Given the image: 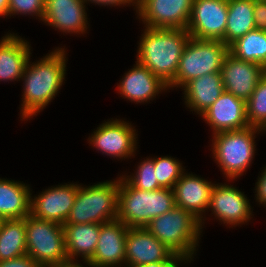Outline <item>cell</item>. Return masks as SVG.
Here are the masks:
<instances>
[{
	"label": "cell",
	"instance_id": "cell-1",
	"mask_svg": "<svg viewBox=\"0 0 266 267\" xmlns=\"http://www.w3.org/2000/svg\"><path fill=\"white\" fill-rule=\"evenodd\" d=\"M63 47L53 48L34 62L29 58L21 78L23 92L19 114L22 122L40 114L60 93L66 81L68 61L67 50Z\"/></svg>",
	"mask_w": 266,
	"mask_h": 267
},
{
	"label": "cell",
	"instance_id": "cell-2",
	"mask_svg": "<svg viewBox=\"0 0 266 267\" xmlns=\"http://www.w3.org/2000/svg\"><path fill=\"white\" fill-rule=\"evenodd\" d=\"M138 41L136 61L169 85L176 76L180 58L190 34L186 29H142Z\"/></svg>",
	"mask_w": 266,
	"mask_h": 267
},
{
	"label": "cell",
	"instance_id": "cell-3",
	"mask_svg": "<svg viewBox=\"0 0 266 267\" xmlns=\"http://www.w3.org/2000/svg\"><path fill=\"white\" fill-rule=\"evenodd\" d=\"M264 133L259 128L248 126L212 135L210 151L213 161L230 183H234L250 169L256 155L255 139Z\"/></svg>",
	"mask_w": 266,
	"mask_h": 267
},
{
	"label": "cell",
	"instance_id": "cell-4",
	"mask_svg": "<svg viewBox=\"0 0 266 267\" xmlns=\"http://www.w3.org/2000/svg\"><path fill=\"white\" fill-rule=\"evenodd\" d=\"M145 228L184 261L196 259L203 230L200 220L189 211L174 206L151 220Z\"/></svg>",
	"mask_w": 266,
	"mask_h": 267
},
{
	"label": "cell",
	"instance_id": "cell-5",
	"mask_svg": "<svg viewBox=\"0 0 266 267\" xmlns=\"http://www.w3.org/2000/svg\"><path fill=\"white\" fill-rule=\"evenodd\" d=\"M118 216L128 228L146 227L155 217L175 206L173 189L145 191L130 185L119 175Z\"/></svg>",
	"mask_w": 266,
	"mask_h": 267
},
{
	"label": "cell",
	"instance_id": "cell-6",
	"mask_svg": "<svg viewBox=\"0 0 266 267\" xmlns=\"http://www.w3.org/2000/svg\"><path fill=\"white\" fill-rule=\"evenodd\" d=\"M112 180L92 185L78 184L75 202L65 224H104L116 220L119 176Z\"/></svg>",
	"mask_w": 266,
	"mask_h": 267
},
{
	"label": "cell",
	"instance_id": "cell-7",
	"mask_svg": "<svg viewBox=\"0 0 266 267\" xmlns=\"http://www.w3.org/2000/svg\"><path fill=\"white\" fill-rule=\"evenodd\" d=\"M229 46L218 40L190 37L182 52L175 79L168 85L170 90L181 89L187 82L204 74L221 72Z\"/></svg>",
	"mask_w": 266,
	"mask_h": 267
},
{
	"label": "cell",
	"instance_id": "cell-8",
	"mask_svg": "<svg viewBox=\"0 0 266 267\" xmlns=\"http://www.w3.org/2000/svg\"><path fill=\"white\" fill-rule=\"evenodd\" d=\"M25 221L26 250L32 259L42 267H55L69 262L62 224L39 219L31 214L25 217Z\"/></svg>",
	"mask_w": 266,
	"mask_h": 267
},
{
	"label": "cell",
	"instance_id": "cell-9",
	"mask_svg": "<svg viewBox=\"0 0 266 267\" xmlns=\"http://www.w3.org/2000/svg\"><path fill=\"white\" fill-rule=\"evenodd\" d=\"M111 118L98 125L87 138L89 145L110 158L127 161L135 158L138 149V131L132 122ZM137 131V132H136Z\"/></svg>",
	"mask_w": 266,
	"mask_h": 267
},
{
	"label": "cell",
	"instance_id": "cell-10",
	"mask_svg": "<svg viewBox=\"0 0 266 267\" xmlns=\"http://www.w3.org/2000/svg\"><path fill=\"white\" fill-rule=\"evenodd\" d=\"M225 183H215L210 197V203L206 215L213 217L227 228L240 227L253 219L254 212L250 199L236 185H229L230 180ZM213 214V215H212ZM229 226V227H228Z\"/></svg>",
	"mask_w": 266,
	"mask_h": 267
},
{
	"label": "cell",
	"instance_id": "cell-11",
	"mask_svg": "<svg viewBox=\"0 0 266 267\" xmlns=\"http://www.w3.org/2000/svg\"><path fill=\"white\" fill-rule=\"evenodd\" d=\"M193 0H136V18L144 27L186 29Z\"/></svg>",
	"mask_w": 266,
	"mask_h": 267
},
{
	"label": "cell",
	"instance_id": "cell-12",
	"mask_svg": "<svg viewBox=\"0 0 266 267\" xmlns=\"http://www.w3.org/2000/svg\"><path fill=\"white\" fill-rule=\"evenodd\" d=\"M228 0H193L187 32L190 37L224 43Z\"/></svg>",
	"mask_w": 266,
	"mask_h": 267
},
{
	"label": "cell",
	"instance_id": "cell-13",
	"mask_svg": "<svg viewBox=\"0 0 266 267\" xmlns=\"http://www.w3.org/2000/svg\"><path fill=\"white\" fill-rule=\"evenodd\" d=\"M31 189L30 214L36 218L65 224L74 205L78 183L68 182L48 187L37 195Z\"/></svg>",
	"mask_w": 266,
	"mask_h": 267
},
{
	"label": "cell",
	"instance_id": "cell-14",
	"mask_svg": "<svg viewBox=\"0 0 266 267\" xmlns=\"http://www.w3.org/2000/svg\"><path fill=\"white\" fill-rule=\"evenodd\" d=\"M184 261L145 227L128 228L125 267H141L152 262Z\"/></svg>",
	"mask_w": 266,
	"mask_h": 267
},
{
	"label": "cell",
	"instance_id": "cell-15",
	"mask_svg": "<svg viewBox=\"0 0 266 267\" xmlns=\"http://www.w3.org/2000/svg\"><path fill=\"white\" fill-rule=\"evenodd\" d=\"M86 5L84 0H45L42 22L63 35L84 36L90 26Z\"/></svg>",
	"mask_w": 266,
	"mask_h": 267
},
{
	"label": "cell",
	"instance_id": "cell-16",
	"mask_svg": "<svg viewBox=\"0 0 266 267\" xmlns=\"http://www.w3.org/2000/svg\"><path fill=\"white\" fill-rule=\"evenodd\" d=\"M215 182L209 181L192 172H183L173 188L175 206L192 213L198 220L202 229L207 220L206 212L209 207L211 191Z\"/></svg>",
	"mask_w": 266,
	"mask_h": 267
},
{
	"label": "cell",
	"instance_id": "cell-17",
	"mask_svg": "<svg viewBox=\"0 0 266 267\" xmlns=\"http://www.w3.org/2000/svg\"><path fill=\"white\" fill-rule=\"evenodd\" d=\"M119 81L116 91L120 97L135 104L150 103L162 92H169L168 85L138 61Z\"/></svg>",
	"mask_w": 266,
	"mask_h": 267
},
{
	"label": "cell",
	"instance_id": "cell-18",
	"mask_svg": "<svg viewBox=\"0 0 266 267\" xmlns=\"http://www.w3.org/2000/svg\"><path fill=\"white\" fill-rule=\"evenodd\" d=\"M265 73L263 66L238 59L229 52L221 68L224 90L246 102Z\"/></svg>",
	"mask_w": 266,
	"mask_h": 267
},
{
	"label": "cell",
	"instance_id": "cell-19",
	"mask_svg": "<svg viewBox=\"0 0 266 267\" xmlns=\"http://www.w3.org/2000/svg\"><path fill=\"white\" fill-rule=\"evenodd\" d=\"M128 227L119 220L100 224L99 239L91 267H125V246Z\"/></svg>",
	"mask_w": 266,
	"mask_h": 267
},
{
	"label": "cell",
	"instance_id": "cell-20",
	"mask_svg": "<svg viewBox=\"0 0 266 267\" xmlns=\"http://www.w3.org/2000/svg\"><path fill=\"white\" fill-rule=\"evenodd\" d=\"M200 118L208 124L212 135L249 126L246 118V102L225 91Z\"/></svg>",
	"mask_w": 266,
	"mask_h": 267
},
{
	"label": "cell",
	"instance_id": "cell-21",
	"mask_svg": "<svg viewBox=\"0 0 266 267\" xmlns=\"http://www.w3.org/2000/svg\"><path fill=\"white\" fill-rule=\"evenodd\" d=\"M31 42L11 31L0 39V82L20 81L33 50Z\"/></svg>",
	"mask_w": 266,
	"mask_h": 267
},
{
	"label": "cell",
	"instance_id": "cell-22",
	"mask_svg": "<svg viewBox=\"0 0 266 267\" xmlns=\"http://www.w3.org/2000/svg\"><path fill=\"white\" fill-rule=\"evenodd\" d=\"M181 89L185 106L192 113L194 111V114L199 115L198 117L205 113L225 91L221 72L204 74L192 79Z\"/></svg>",
	"mask_w": 266,
	"mask_h": 267
},
{
	"label": "cell",
	"instance_id": "cell-23",
	"mask_svg": "<svg viewBox=\"0 0 266 267\" xmlns=\"http://www.w3.org/2000/svg\"><path fill=\"white\" fill-rule=\"evenodd\" d=\"M63 227L66 255L69 262L82 261L83 263H87L95 252L100 234V224H64Z\"/></svg>",
	"mask_w": 266,
	"mask_h": 267
},
{
	"label": "cell",
	"instance_id": "cell-24",
	"mask_svg": "<svg viewBox=\"0 0 266 267\" xmlns=\"http://www.w3.org/2000/svg\"><path fill=\"white\" fill-rule=\"evenodd\" d=\"M0 177V218L23 219L30 214L31 186Z\"/></svg>",
	"mask_w": 266,
	"mask_h": 267
},
{
	"label": "cell",
	"instance_id": "cell-25",
	"mask_svg": "<svg viewBox=\"0 0 266 267\" xmlns=\"http://www.w3.org/2000/svg\"><path fill=\"white\" fill-rule=\"evenodd\" d=\"M254 0H228L224 43L230 46L238 38L255 30Z\"/></svg>",
	"mask_w": 266,
	"mask_h": 267
},
{
	"label": "cell",
	"instance_id": "cell-26",
	"mask_svg": "<svg viewBox=\"0 0 266 267\" xmlns=\"http://www.w3.org/2000/svg\"><path fill=\"white\" fill-rule=\"evenodd\" d=\"M26 254L25 218L2 220L0 225V261L18 258Z\"/></svg>",
	"mask_w": 266,
	"mask_h": 267
},
{
	"label": "cell",
	"instance_id": "cell-27",
	"mask_svg": "<svg viewBox=\"0 0 266 267\" xmlns=\"http://www.w3.org/2000/svg\"><path fill=\"white\" fill-rule=\"evenodd\" d=\"M236 58L256 63L266 69V31L253 30L229 46Z\"/></svg>",
	"mask_w": 266,
	"mask_h": 267
},
{
	"label": "cell",
	"instance_id": "cell-28",
	"mask_svg": "<svg viewBox=\"0 0 266 267\" xmlns=\"http://www.w3.org/2000/svg\"><path fill=\"white\" fill-rule=\"evenodd\" d=\"M246 118L249 126L266 132V73L246 101Z\"/></svg>",
	"mask_w": 266,
	"mask_h": 267
},
{
	"label": "cell",
	"instance_id": "cell-29",
	"mask_svg": "<svg viewBox=\"0 0 266 267\" xmlns=\"http://www.w3.org/2000/svg\"><path fill=\"white\" fill-rule=\"evenodd\" d=\"M133 171L134 173L128 172V174L122 172L121 176L135 188L145 191H153L162 188L156 180L154 157L149 156L148 158L146 157V159H141Z\"/></svg>",
	"mask_w": 266,
	"mask_h": 267
},
{
	"label": "cell",
	"instance_id": "cell-30",
	"mask_svg": "<svg viewBox=\"0 0 266 267\" xmlns=\"http://www.w3.org/2000/svg\"><path fill=\"white\" fill-rule=\"evenodd\" d=\"M154 166L156 171V180L162 188L173 189L175 183L180 179L186 166L173 158L172 156H154Z\"/></svg>",
	"mask_w": 266,
	"mask_h": 267
},
{
	"label": "cell",
	"instance_id": "cell-31",
	"mask_svg": "<svg viewBox=\"0 0 266 267\" xmlns=\"http://www.w3.org/2000/svg\"><path fill=\"white\" fill-rule=\"evenodd\" d=\"M45 0H8V18L16 15L32 16L42 22Z\"/></svg>",
	"mask_w": 266,
	"mask_h": 267
},
{
	"label": "cell",
	"instance_id": "cell-32",
	"mask_svg": "<svg viewBox=\"0 0 266 267\" xmlns=\"http://www.w3.org/2000/svg\"><path fill=\"white\" fill-rule=\"evenodd\" d=\"M260 170L261 173L258 175L257 182H255V187L253 192L255 194L254 199L259 206L266 205V165Z\"/></svg>",
	"mask_w": 266,
	"mask_h": 267
},
{
	"label": "cell",
	"instance_id": "cell-33",
	"mask_svg": "<svg viewBox=\"0 0 266 267\" xmlns=\"http://www.w3.org/2000/svg\"><path fill=\"white\" fill-rule=\"evenodd\" d=\"M254 21L255 29L266 31V1L254 0Z\"/></svg>",
	"mask_w": 266,
	"mask_h": 267
},
{
	"label": "cell",
	"instance_id": "cell-34",
	"mask_svg": "<svg viewBox=\"0 0 266 267\" xmlns=\"http://www.w3.org/2000/svg\"><path fill=\"white\" fill-rule=\"evenodd\" d=\"M0 267H42L28 254L18 258L0 261Z\"/></svg>",
	"mask_w": 266,
	"mask_h": 267
},
{
	"label": "cell",
	"instance_id": "cell-35",
	"mask_svg": "<svg viewBox=\"0 0 266 267\" xmlns=\"http://www.w3.org/2000/svg\"><path fill=\"white\" fill-rule=\"evenodd\" d=\"M84 1L89 6L90 3L91 4L93 3V5H98V6L100 5V7L110 6L111 8L112 7L116 8V6H118L119 8L120 6L122 7L132 6L134 11H136V0H84Z\"/></svg>",
	"mask_w": 266,
	"mask_h": 267
},
{
	"label": "cell",
	"instance_id": "cell-36",
	"mask_svg": "<svg viewBox=\"0 0 266 267\" xmlns=\"http://www.w3.org/2000/svg\"><path fill=\"white\" fill-rule=\"evenodd\" d=\"M190 264L191 262L186 261H161V262H152L141 267H181L182 264Z\"/></svg>",
	"mask_w": 266,
	"mask_h": 267
},
{
	"label": "cell",
	"instance_id": "cell-37",
	"mask_svg": "<svg viewBox=\"0 0 266 267\" xmlns=\"http://www.w3.org/2000/svg\"><path fill=\"white\" fill-rule=\"evenodd\" d=\"M8 17V0H0V18Z\"/></svg>",
	"mask_w": 266,
	"mask_h": 267
},
{
	"label": "cell",
	"instance_id": "cell-38",
	"mask_svg": "<svg viewBox=\"0 0 266 267\" xmlns=\"http://www.w3.org/2000/svg\"><path fill=\"white\" fill-rule=\"evenodd\" d=\"M85 266H84V265ZM79 263V262H68L66 264H62V265H59V266H55V267H91L89 264L87 263Z\"/></svg>",
	"mask_w": 266,
	"mask_h": 267
}]
</instances>
